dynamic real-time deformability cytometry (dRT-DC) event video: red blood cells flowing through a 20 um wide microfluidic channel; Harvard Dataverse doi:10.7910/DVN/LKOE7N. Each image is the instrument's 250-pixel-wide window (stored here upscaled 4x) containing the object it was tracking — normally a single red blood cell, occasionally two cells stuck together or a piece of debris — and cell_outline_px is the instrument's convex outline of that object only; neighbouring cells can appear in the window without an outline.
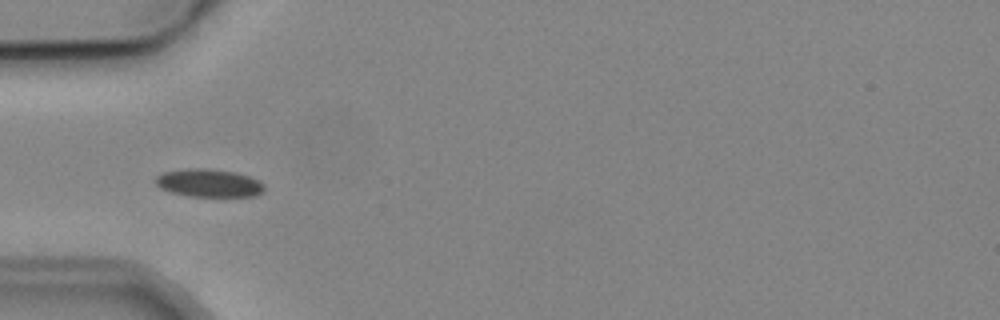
{"species": "common noctule bat (a hibernating species)", "species_latin": "Nyctalus noctula", "temperature_condition": "cold", "stored_images_in_passage": 6, "camera_frame_rate_fps": 3000, "um_per_image_px": 0.085, "animal": {"sex": "male", "body_mass_g": 19.2, "forearm_length_mm": 51.8}, "frame": {"image": 1, "passage_image": 4, "time_ms": 4.0, "image_size_px": [1000, 320], "cell_outline_px": [[264, 192], [256, 196], [188, 196], [172, 192], [160, 188], [156, 184], [156, 176], [164, 172], [188, 168], [208, 168], [236, 172], [260, 180], [264, 184]], "centroid_in_image_um": [17.79, 15.55], "position_along_channel_um": 67.2, "area_um2": 17.8}}
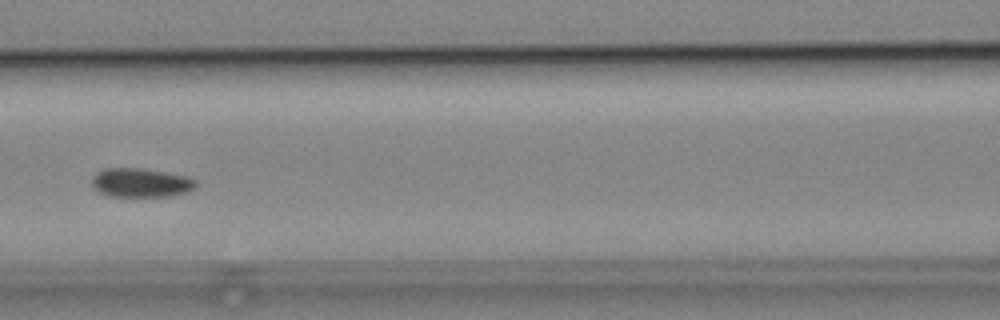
{"frame": {"image": 2, "passage_image": 6, "time_ms": 6.333, "image_size_px": [1000, 320], "cell_outline_px": [[196, 188], [184, 192], [168, 196], [108, 196], [100, 192], [92, 184], [92, 176], [96, 172], [104, 168], [140, 168], [188, 176], [196, 180]], "centroid_in_image_um": [11.96, 15.52], "position_along_channel_um": 154.6, "area_um2": 17.46}}